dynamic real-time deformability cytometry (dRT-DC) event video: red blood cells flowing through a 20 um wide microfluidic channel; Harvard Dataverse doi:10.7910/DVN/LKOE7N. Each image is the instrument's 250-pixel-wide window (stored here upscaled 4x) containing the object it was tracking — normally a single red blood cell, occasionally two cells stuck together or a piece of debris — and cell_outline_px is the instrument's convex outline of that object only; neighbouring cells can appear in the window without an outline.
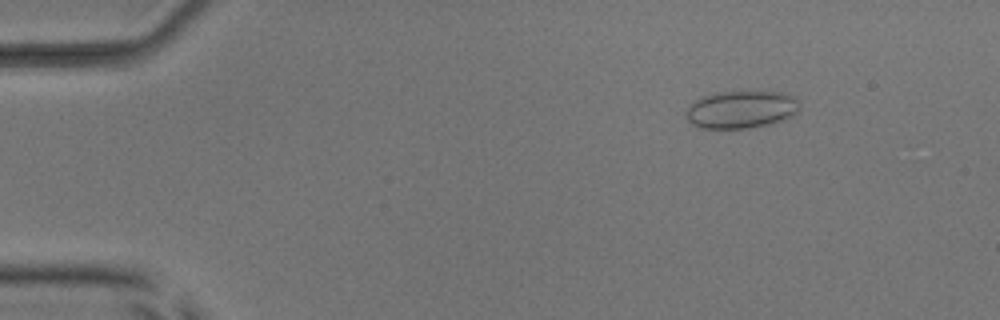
{"species": "common noctule bat (a hibernating species)", "species_latin": "Nyctalus noctula", "temperature_condition": "room temperature", "stored_images_in_passage": 47, "camera_frame_rate_fps": 3000, "um_per_image_px": 0.085, "animal": {"sex": "male", "body_mass_g": 17.9, "forearm_length_mm": 54.2}, "frame": {"image": 1, "passage_image": 7, "time_ms": 2.0, "image_size_px": [1000, 320], "cell_outline_px": [[800, 108], [796, 112], [784, 120], [768, 124], [748, 128], [700, 128], [692, 124], [688, 120], [684, 112], [700, 96], [716, 92], [780, 92], [796, 96], [800, 100]], "centroid_in_image_um": [63.01, 9.3], "position_along_channel_um": 22.0, "area_um2": 24.97}}
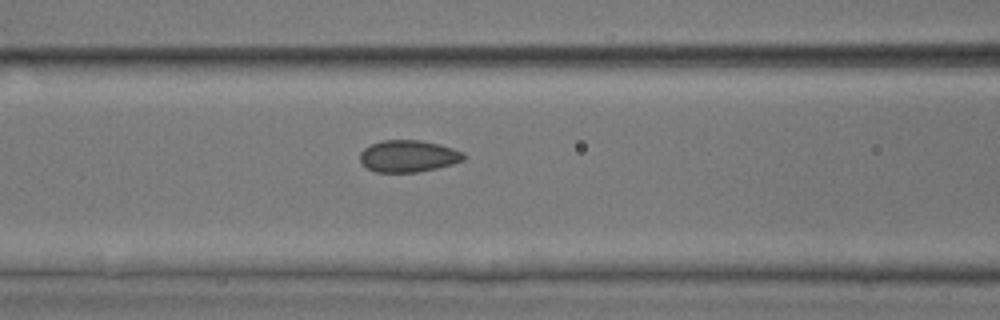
{"frame": {"image": 2, "passage_image": 22, "time_ms": 7.0, "image_size_px": [1000, 320], "cell_outline_px": [[468, 156], [464, 160], [452, 164], [436, 168], [416, 172], [376, 172], [368, 168], [360, 160], [360, 152], [364, 148], [380, 140], [420, 140], [440, 144], [464, 152]], "centroid_in_image_um": [34.73, 13.26], "position_along_channel_um": 131.9, "area_um2": 19.31}}
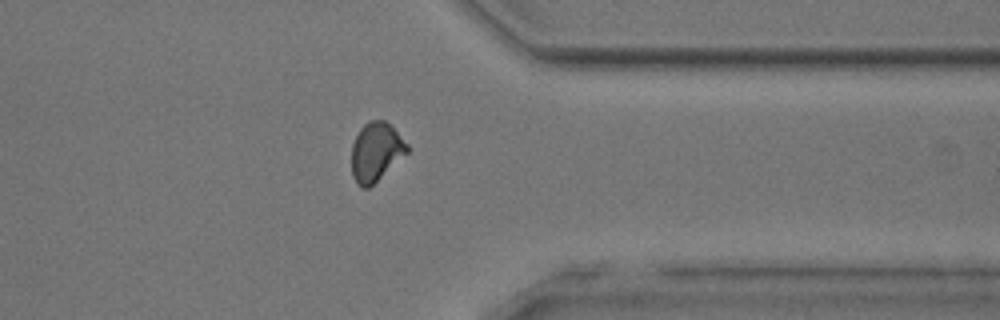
{"frame": {"image": 3, "passage_image": 41, "time_ms": 13.333, "image_size_px": [1000, 320], "cell_outline_px": [[408, 152], [368, 188], [360, 188], [352, 176], [352, 144], [360, 128], [368, 120], [384, 120], [408, 144]], "centroid_in_image_um": [31.93, 12.91], "position_along_channel_um": 379.5, "area_um2": 18.73}, "authors_computed_cell_mechanics": {"area_um2": 19.4786, "velocity_mm_per_s": 4.0044, "shape_relaxation_time_tau1_ms": null, "shape_relaxation_time_tau2_ms": 0.8743, "deformation_change_tau1": null, "deformation_change_tau2": 0.0505}}